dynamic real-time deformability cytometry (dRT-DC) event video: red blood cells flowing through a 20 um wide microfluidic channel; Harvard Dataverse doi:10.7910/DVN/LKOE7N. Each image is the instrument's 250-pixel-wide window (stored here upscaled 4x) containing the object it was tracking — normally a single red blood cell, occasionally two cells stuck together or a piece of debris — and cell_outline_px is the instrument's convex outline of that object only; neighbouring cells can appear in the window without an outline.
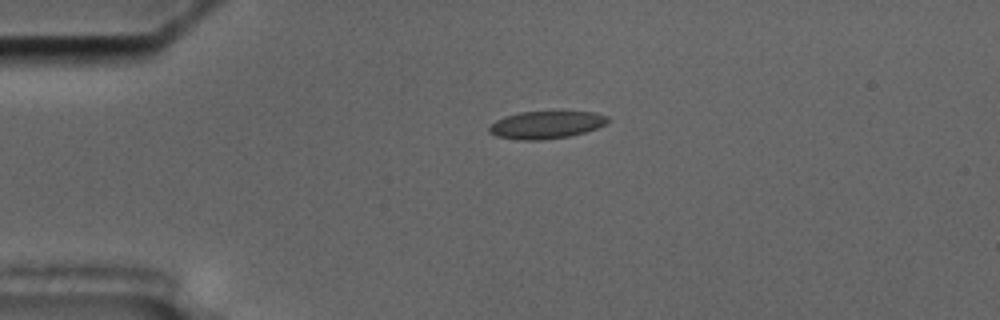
{"species": "common noctule bat (a hibernating species)", "species_latin": "Nyctalus noctula", "temperature_condition": "cold", "stored_images_in_passage": 6, "camera_frame_rate_fps": 3000, "um_per_image_px": 0.085, "animal": {"sex": "male", "body_mass_g": 17.5, "forearm_length_mm": 52.3}, "frame": {"image": 1, "passage_image": 5, "time_ms": 4.333, "image_size_px": [1000, 320], "cell_outline_px": [[608, 120], [604, 124], [596, 128], [584, 132], [568, 136], [540, 140], [516, 140], [496, 136], [488, 132], [488, 128], [496, 120], [504, 116], [520, 112], [592, 112], [608, 116]], "centroid_in_image_um": [46.36, 10.62], "position_along_channel_um": 38.6, "area_um2": 18.84}}